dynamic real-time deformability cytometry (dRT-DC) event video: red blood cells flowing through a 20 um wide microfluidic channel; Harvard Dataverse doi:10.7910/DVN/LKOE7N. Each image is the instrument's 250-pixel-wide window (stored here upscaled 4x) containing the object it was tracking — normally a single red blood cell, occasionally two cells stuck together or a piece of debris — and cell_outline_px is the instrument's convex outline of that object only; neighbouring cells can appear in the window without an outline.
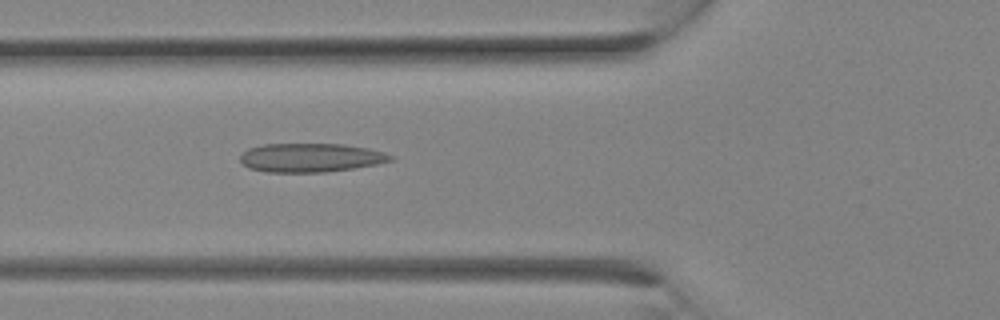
{"species": "Egyptian fruit bat (a non-hibernating species)", "species_latin": "Rousettus aegyptiacus", "temperature_condition": "room temperature", "stored_images_in_passage": 10, "camera_frame_rate_fps": 3000, "um_per_image_px": 0.085, "animal": {"sex": "female"}, "frame": {"image": 1, "passage_image": 10, "time_ms": 3.0, "image_size_px": [1000, 320], "cell_outline_px": [[396, 160], [376, 164], [352, 168], [324, 172], [264, 172], [248, 168], [240, 160], [240, 156], [248, 148], [264, 144], [344, 144], [368, 148], [384, 152], [396, 156]], "centroid_in_image_um": [26.43, 13.4], "position_along_channel_um": 99.4, "area_um2": 25.37}}